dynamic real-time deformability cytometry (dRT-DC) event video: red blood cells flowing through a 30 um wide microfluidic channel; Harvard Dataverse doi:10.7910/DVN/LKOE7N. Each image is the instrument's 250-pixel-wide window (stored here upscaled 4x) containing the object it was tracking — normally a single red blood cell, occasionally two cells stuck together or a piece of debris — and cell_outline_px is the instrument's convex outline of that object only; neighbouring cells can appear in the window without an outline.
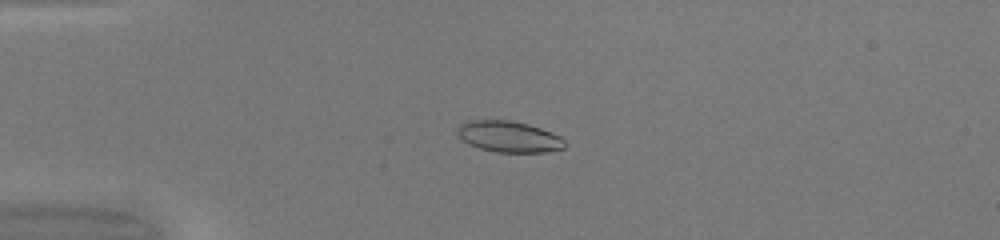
{"species": "common noctule bat (a hibernating species)", "species_latin": "Nyctalus noctula", "temperature_condition": "warm", "stored_images_in_passage": 51, "camera_frame_rate_fps": 3000, "um_per_image_px": 0.085, "animal": {"sex": "female", "body_mass_g": 20.0, "forearm_length_mm": 54.0}, "frame": {"image": 1, "passage_image": 14, "time_ms": 4.333, "image_size_px": [1000, 240], "cell_outline_px": [[568, 144], [564, 148], [544, 152], [496, 152], [480, 148], [468, 144], [456, 132], [456, 128], [460, 124], [468, 120], [512, 120], [528, 124], [552, 132], [560, 136]], "centroid_in_image_um": [43.26, 11.61], "position_along_channel_um": 41.7, "area_um2": 19.59}}
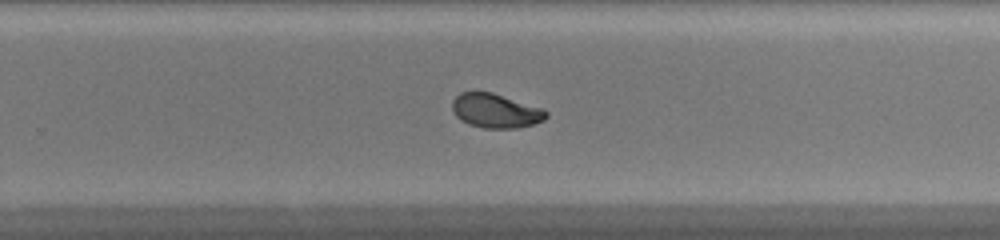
{"frame": {"image": 2, "passage_image": 34, "time_ms": 11.0, "image_size_px": [1000, 240], "cell_outline_px": [[548, 116], [544, 120], [532, 124], [516, 128], [484, 128], [468, 124], [460, 120], [452, 112], [452, 100], [460, 92], [492, 92], [544, 108], [548, 112]], "centroid_in_image_um": [42.12, 9.41], "position_along_channel_um": 287.7, "area_um2": 18.9}}
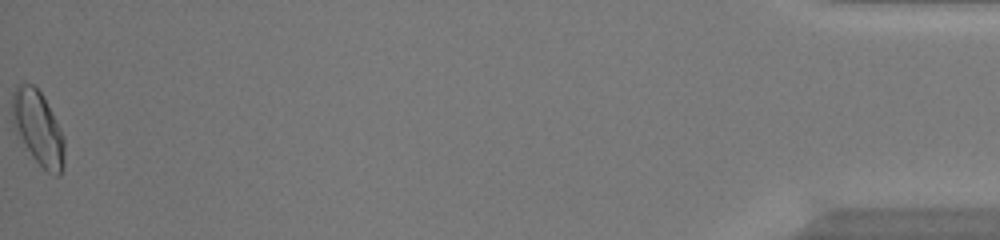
{"frame": {"image": 3, "passage_image": 51, "time_ms": 16.667, "image_size_px": [1000, 240], "cell_outline_px": [[64, 164], [60, 176], [56, 176], [48, 172], [32, 156], [20, 136], [12, 120], [12, 92], [16, 84], [32, 84], [40, 92], [60, 128], [64, 136]], "centroid_in_image_um": [3.25, 10.88], "position_along_channel_um": 432.0, "area_um2": 22.02}, "authors_computed_cell_mechanics": {"area_um2": 19.5364, "velocity_mm_per_s": 4.2231, "shape_relaxation_time_tau1_ms": 4.8584, "shape_relaxation_time_tau2_ms": 1.235, "deformation_change_tau1": 0.1842, "deformation_change_tau2": 0.0541}}